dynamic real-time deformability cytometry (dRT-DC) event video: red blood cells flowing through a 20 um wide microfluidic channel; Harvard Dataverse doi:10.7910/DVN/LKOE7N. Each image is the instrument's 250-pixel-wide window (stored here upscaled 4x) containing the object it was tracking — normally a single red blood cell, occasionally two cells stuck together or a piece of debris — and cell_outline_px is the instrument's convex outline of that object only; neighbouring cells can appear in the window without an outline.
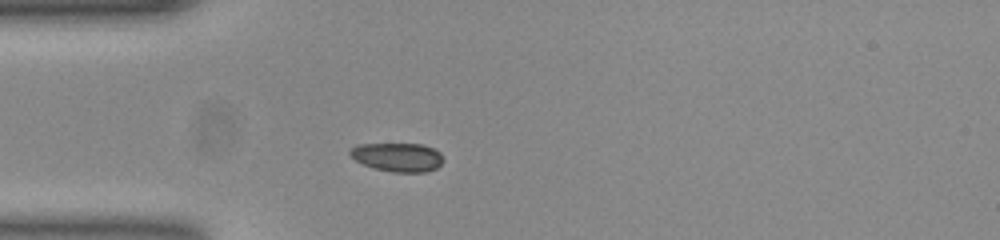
{"species": "common noctule bat (a hibernating species)", "species_latin": "Nyctalus noctula", "temperature_condition": "room temperature", "stored_images_in_passage": 28, "camera_frame_rate_fps": 3000, "um_per_image_px": 0.085, "animal": {"sex": "female", "body_mass_g": 23.0, "forearm_length_mm": 53.4}, "frame": {"image": 1, "passage_image": 1, "time_ms": 0.0, "image_size_px": [1000, 240], "cell_outline_px": [[444, 160], [436, 168], [428, 172], [392, 172], [376, 168], [364, 164], [356, 160], [348, 152], [356, 144], [424, 144], [440, 152]], "centroid_in_image_um": [33.83, 13.35], "position_along_channel_um": 51.2, "area_um2": 15.55}}
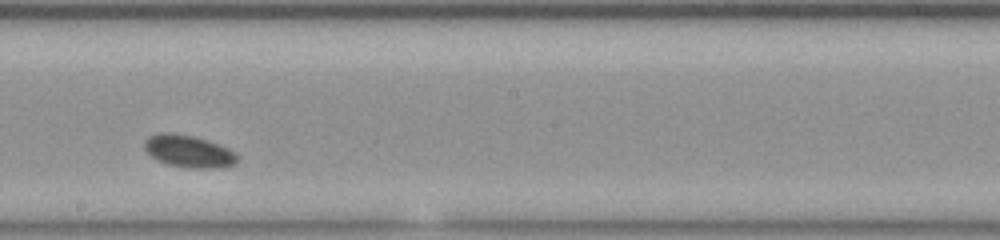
{"frame": {"image": 2, "passage_image": 16, "time_ms": 5.0, "image_size_px": [1000, 240], "cell_outline_px": [[240, 156], [236, 164], [216, 168], [188, 168], [164, 164], [156, 160], [144, 148], [144, 140], [148, 136], [160, 132], [168, 132], [192, 136], [208, 140], [228, 148], [236, 152]], "centroid_in_image_um": [16.04, 12.86], "position_along_channel_um": 232.2, "area_um2": 17.74}}
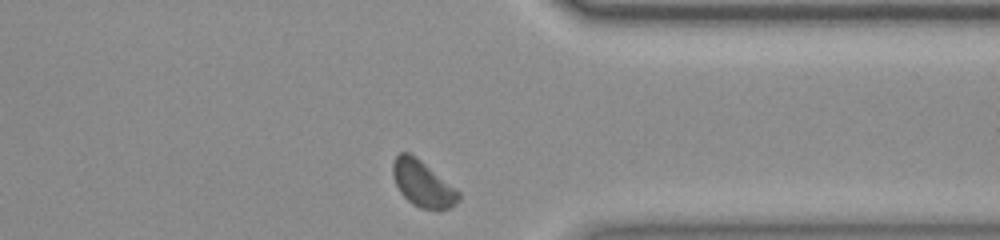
{"frame": {"image": 3, "passage_image": 28, "time_ms": 9.0, "image_size_px": [1000, 240], "cell_outline_px": [[460, 200], [456, 204], [448, 208], [436, 212], [420, 208], [412, 204], [400, 192], [396, 184], [392, 172], [392, 164], [396, 156], [400, 152], [408, 152], [416, 156], [456, 188], [460, 192]], "centroid_in_image_um": [35.95, 15.64], "position_along_channel_um": 375.4, "area_um2": 17.92}}